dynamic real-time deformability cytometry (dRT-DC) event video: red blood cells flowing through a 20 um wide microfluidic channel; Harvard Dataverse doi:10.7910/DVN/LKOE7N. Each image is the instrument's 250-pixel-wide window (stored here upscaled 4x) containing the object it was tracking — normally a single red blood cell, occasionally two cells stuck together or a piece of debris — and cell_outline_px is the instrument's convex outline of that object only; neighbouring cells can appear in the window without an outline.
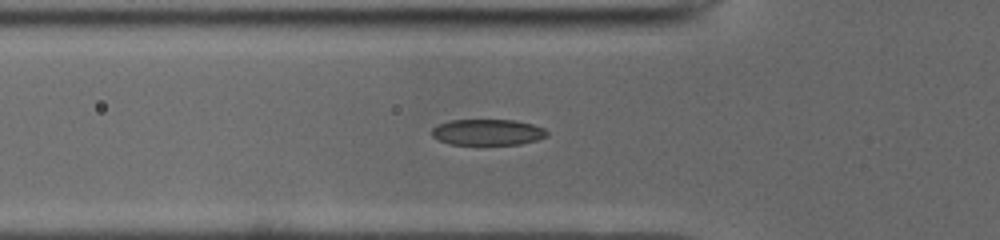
{"species": "common noctule bat (a hibernating species)", "species_latin": "Nyctalus noctula", "temperature_condition": "cold", "stored_images_in_passage": 46, "camera_frame_rate_fps": 3000, "um_per_image_px": 0.085, "animal": {"sex": "male", "body_mass_g": 19.0, "forearm_length_mm": 50.8}, "frame": {"image": 1, "passage_image": 16, "time_ms": 5.0, "image_size_px": [1000, 240], "cell_outline_px": [[548, 136], [536, 140], [520, 144], [448, 144], [432, 136], [432, 128], [440, 124], [452, 120], [512, 120], [532, 124], [544, 128], [548, 132]], "centroid_in_image_um": [41.47, 11.24], "position_along_channel_um": 84.3, "area_um2": 17.28}}
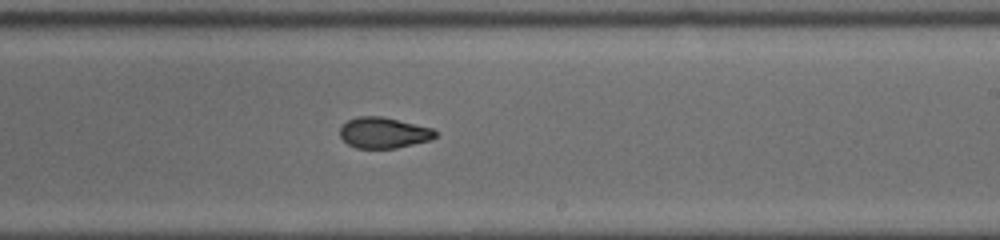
{"frame": {"image": 2, "passage_image": 29, "time_ms": 9.333, "image_size_px": [1000, 240], "cell_outline_px": [[440, 132], [432, 140], [396, 148], [356, 148], [348, 144], [340, 136], [340, 128], [348, 120], [356, 116], [380, 116], [432, 128]], "centroid_in_image_um": [32.63, 11.29], "position_along_channel_um": 256.4, "area_um2": 17.17}}
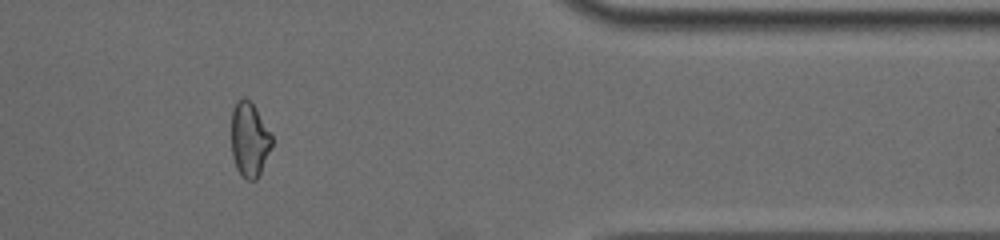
{"frame": {"image": 3, "passage_image": 41, "time_ms": 13.333, "image_size_px": [1000, 240], "cell_outline_px": [[272, 144], [260, 172], [256, 180], [248, 180], [240, 176], [236, 168], [232, 156], [232, 108], [244, 96], [256, 108], [272, 136]], "centroid_in_image_um": [21.18, 11.89], "position_along_channel_um": 390.2, "area_um2": 17.34}, "authors_computed_cell_mechanics": {"area_um2": 17.8313, "velocity_mm_per_s": 3.9758, "shape_relaxation_time_tau1_ms": 4.5707, "shape_relaxation_time_tau2_ms": 2.3856, "deformation_change_tau1": 0.1697, "deformation_change_tau2": 0.079}}